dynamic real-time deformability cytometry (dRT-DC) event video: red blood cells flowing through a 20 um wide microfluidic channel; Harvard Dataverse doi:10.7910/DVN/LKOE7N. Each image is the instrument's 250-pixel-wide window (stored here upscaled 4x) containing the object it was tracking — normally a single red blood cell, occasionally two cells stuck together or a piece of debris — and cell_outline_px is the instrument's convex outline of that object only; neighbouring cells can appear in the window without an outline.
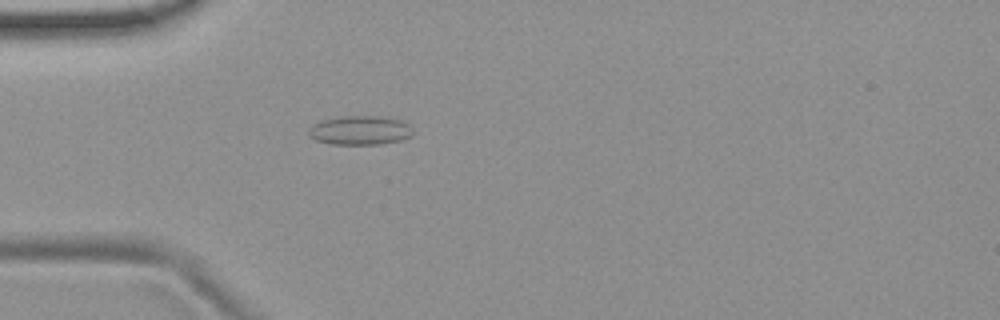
{"species": "common noctule bat (a hibernating species)", "species_latin": "Nyctalus noctula", "temperature_condition": "room temperature", "stored_images_in_passage": 5, "camera_frame_rate_fps": 3000, "um_per_image_px": 0.085, "animal": {"sex": "female", "body_mass_g": 19.9}, "frame": {"image": 1, "passage_image": 5, "time_ms": 5.0, "image_size_px": [1000, 320], "cell_outline_px": [[412, 136], [400, 140], [380, 144], [328, 144], [316, 140], [308, 136], [308, 128], [320, 120], [336, 116], [380, 116], [400, 120], [408, 124], [412, 128]], "centroid_in_image_um": [30.56, 11.07], "position_along_channel_um": 54.4, "area_um2": 17.86}}